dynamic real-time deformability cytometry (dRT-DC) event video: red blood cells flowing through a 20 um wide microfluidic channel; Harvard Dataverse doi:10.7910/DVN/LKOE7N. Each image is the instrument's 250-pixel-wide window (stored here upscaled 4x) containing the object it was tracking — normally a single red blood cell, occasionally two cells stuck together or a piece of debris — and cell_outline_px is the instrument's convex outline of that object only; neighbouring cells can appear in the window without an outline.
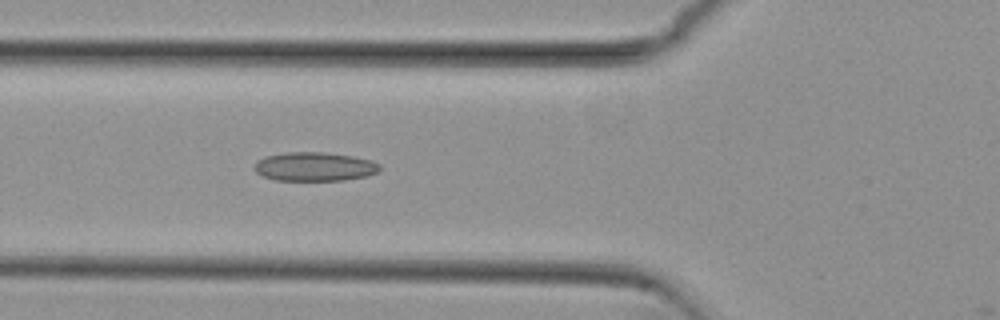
{"species": "common noctule bat (a hibernating species)", "species_latin": "Nyctalus noctula", "temperature_condition": "cold", "stored_images_in_passage": 19, "camera_frame_rate_fps": 3000, "um_per_image_px": 0.085, "animal": {"sex": "female", "body_mass_g": 29.2, "forearm_length_mm": 56.3}, "frame": {"image": 1, "passage_image": 18, "time_ms": 5.667, "image_size_px": [1000, 320], "cell_outline_px": [[380, 172], [368, 176], [344, 180], [276, 180], [264, 176], [256, 172], [252, 168], [256, 160], [264, 156], [288, 152], [324, 152], [352, 156], [372, 160], [380, 164]], "centroid_in_image_um": [26.74, 14.16], "position_along_channel_um": 99.1, "area_um2": 21.33}}